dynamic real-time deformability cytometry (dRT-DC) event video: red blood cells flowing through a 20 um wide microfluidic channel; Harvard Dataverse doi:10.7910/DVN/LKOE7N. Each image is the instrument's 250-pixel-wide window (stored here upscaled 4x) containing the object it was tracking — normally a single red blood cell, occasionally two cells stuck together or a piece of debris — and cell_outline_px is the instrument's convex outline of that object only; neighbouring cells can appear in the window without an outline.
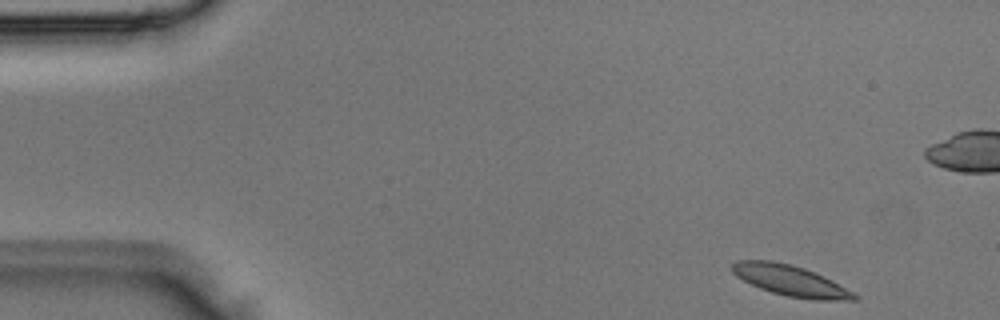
{"species": "Egyptian fruit bat (a non-hibernating species)", "species_latin": "Rousettus aegyptiacus", "temperature_condition": "room temperature", "stored_images_in_passage": 2, "camera_frame_rate_fps": 3000, "um_per_image_px": 0.085, "animal": {"sex": "male"}, "frame": {"image": 1, "passage_image": 2, "time_ms": 0.333, "image_size_px": [1000, 320], "cell_outline_px": [[860, 300], [812, 300], [788, 296], [772, 292], [760, 288], [736, 276], [732, 272], [732, 264], [736, 260], [772, 260], [792, 264], [804, 268], [824, 276], [832, 280], [860, 296]], "centroid_in_image_um": [67.22, 23.85], "position_along_channel_um": 17.8, "area_um2": 21.91}}